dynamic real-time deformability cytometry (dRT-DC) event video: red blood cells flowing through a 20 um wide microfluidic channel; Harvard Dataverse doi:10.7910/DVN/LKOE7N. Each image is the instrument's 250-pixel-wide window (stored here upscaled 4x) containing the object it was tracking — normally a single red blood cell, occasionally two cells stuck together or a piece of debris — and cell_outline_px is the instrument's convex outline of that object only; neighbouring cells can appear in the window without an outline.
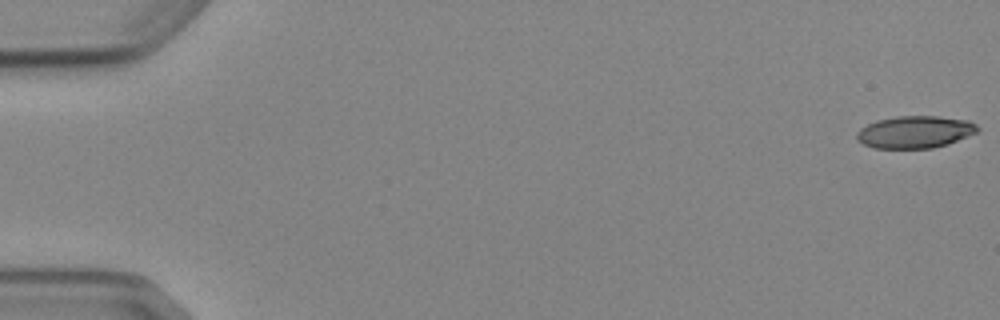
{"species": "Egyptian fruit bat (a non-hibernating species)", "species_latin": "Rousettus aegyptiacus", "temperature_condition": "cold", "stored_images_in_passage": 9, "camera_frame_rate_fps": 3000, "um_per_image_px": 0.085, "animal": {"sex": "female"}, "frame": {"image": 1, "passage_image": 1, "time_ms": 0.0, "image_size_px": [1000, 320], "cell_outline_px": [[980, 128], [976, 132], [948, 144], [932, 148], [876, 148], [864, 144], [856, 140], [856, 132], [860, 128], [876, 120], [896, 116], [936, 116], [968, 120], [976, 124]], "centroid_in_image_um": [77.75, 11.21], "position_along_channel_um": 7.3, "area_um2": 22.66}}
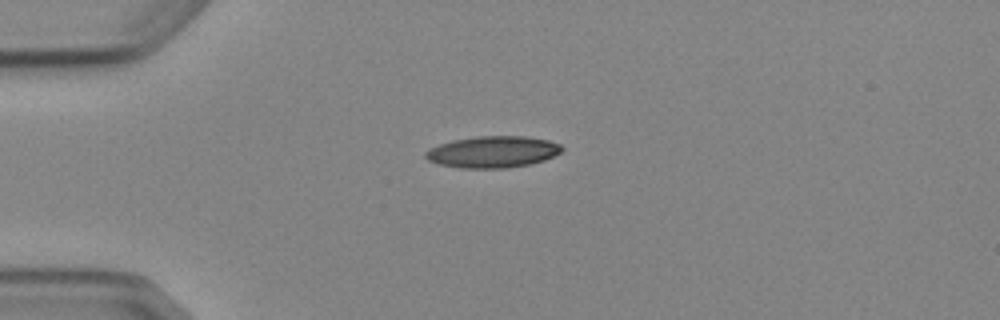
{"frame": {"image": 2, "passage_image": 4, "time_ms": 4.333, "image_size_px": [1000, 320], "cell_outline_px": [[564, 148], [560, 152], [544, 160], [528, 164], [504, 168], [460, 168], [440, 164], [428, 160], [424, 156], [424, 152], [428, 148], [452, 140], [476, 136], [524, 136], [548, 140], [560, 144]], "centroid_in_image_um": [41.85, 12.9], "position_along_channel_um": 43.1, "area_um2": 25.03}}
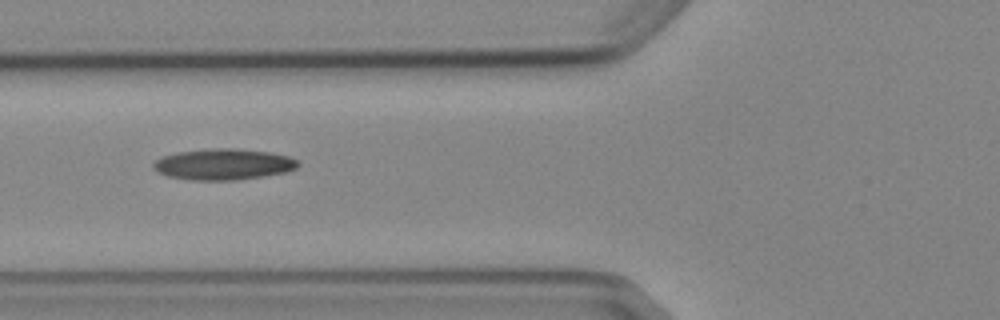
{"frame": {"image": 3, "passage_image": 6, "time_ms": 6.667, "image_size_px": [1000, 320], "cell_outline_px": [[300, 164], [296, 168], [288, 172], [264, 176], [236, 180], [192, 180], [168, 176], [152, 168], [152, 164], [156, 160], [164, 156], [176, 152], [212, 148], [232, 148], [268, 152], [288, 156], [296, 160]], "centroid_in_image_um": [19.0, 13.97], "position_along_channel_um": 106.8, "area_um2": 26.13}}